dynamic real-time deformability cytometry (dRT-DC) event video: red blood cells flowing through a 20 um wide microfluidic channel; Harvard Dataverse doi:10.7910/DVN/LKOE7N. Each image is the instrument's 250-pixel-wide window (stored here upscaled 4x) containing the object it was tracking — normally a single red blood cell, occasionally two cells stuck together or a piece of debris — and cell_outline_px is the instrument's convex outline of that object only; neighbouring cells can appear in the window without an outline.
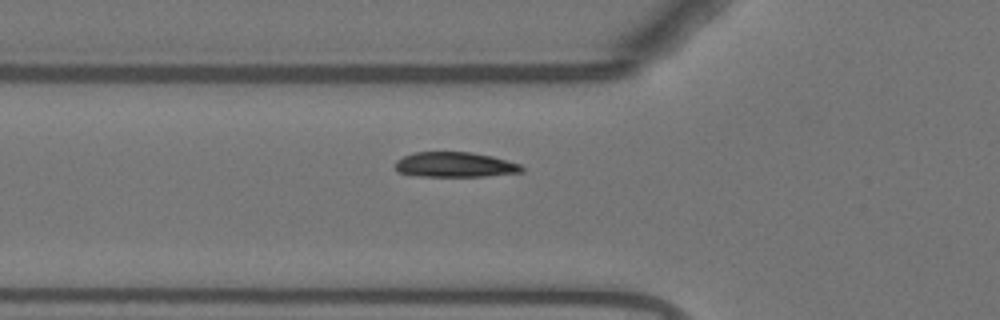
{"species": "Egyptian fruit bat (a non-hibernating species)", "species_latin": "Rousettus aegyptiacus", "temperature_condition": "warm", "stored_images_in_passage": 35, "camera_frame_rate_fps": 3000, "um_per_image_px": 0.085, "animal": {"sex": "female"}, "frame": {"image": 1, "passage_image": 2, "time_ms": 0.333, "image_size_px": [1000, 320], "cell_outline_px": [[524, 172], [484, 176], [420, 176], [396, 172], [396, 160], [412, 152], [472, 152], [492, 156], [520, 164], [524, 168]], "centroid_in_image_um": [38.67, 13.99], "position_along_channel_um": 87.1, "area_um2": 18.5}}
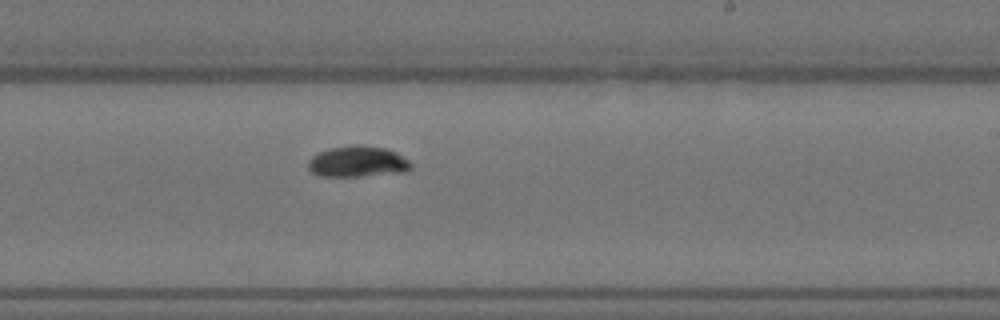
{"frame": {"image": 2, "passage_image": 16, "time_ms": 5.0, "image_size_px": [1000, 320], "cell_outline_px": [[412, 168], [408, 172], [360, 176], [320, 176], [312, 172], [308, 168], [308, 160], [312, 156], [328, 148], [352, 144], [360, 144], [384, 148], [396, 152], [408, 160], [412, 164]], "centroid_in_image_um": [30.41, 13.73], "position_along_channel_um": 258.6, "area_um2": 18.79}}
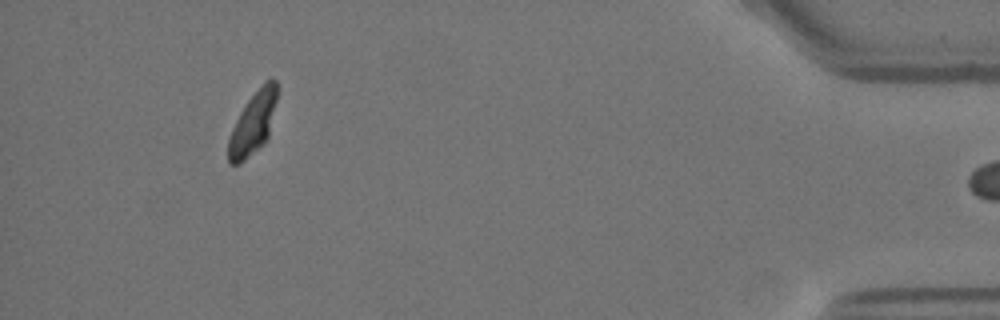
{"frame": {"image": 3, "passage_image": 34, "time_ms": 11.0, "image_size_px": [1000, 320], "cell_outline_px": [[280, 88], [268, 136], [240, 164], [228, 164], [228, 140], [232, 128], [244, 104], [264, 80], [276, 80]], "centroid_in_image_um": [21.52, 10.39], "position_along_channel_um": 413.7, "area_um2": 17.69}}